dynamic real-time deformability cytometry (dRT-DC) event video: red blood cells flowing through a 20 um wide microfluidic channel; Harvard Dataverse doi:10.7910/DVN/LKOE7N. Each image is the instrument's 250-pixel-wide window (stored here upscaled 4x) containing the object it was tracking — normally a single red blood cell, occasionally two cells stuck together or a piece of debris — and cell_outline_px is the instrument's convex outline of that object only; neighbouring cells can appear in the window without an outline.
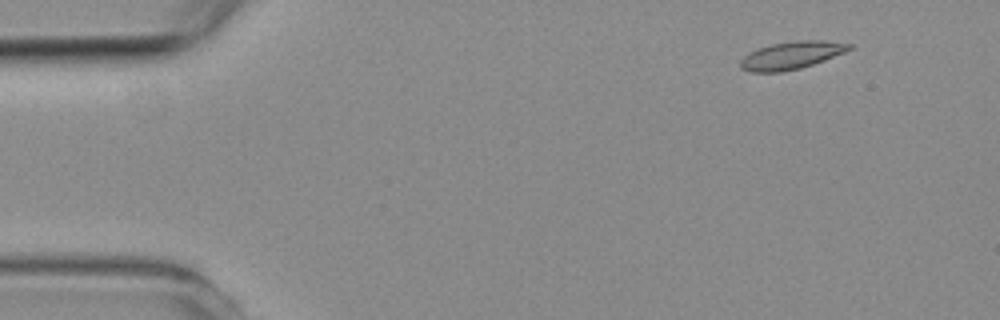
{"species": "common noctule bat (a hibernating species)", "species_latin": "Nyctalus noctula", "temperature_condition": "room temperature", "stored_images_in_passage": 4, "camera_frame_rate_fps": 3000, "um_per_image_px": 0.085, "animal": {"sex": "female", "body_mass_g": 19.3, "forearm_length_mm": 54.1}, "frame": {"image": 1, "passage_image": 1, "time_ms": 0.0, "image_size_px": [1000, 320], "cell_outline_px": [[852, 48], [844, 52], [824, 60], [800, 68], [780, 72], [752, 72], [740, 68], [740, 60], [744, 56], [760, 48], [772, 44], [796, 40], [824, 40], [852, 44]], "centroid_in_image_um": [67.28, 4.7], "position_along_channel_um": 17.7, "area_um2": 17.28}}
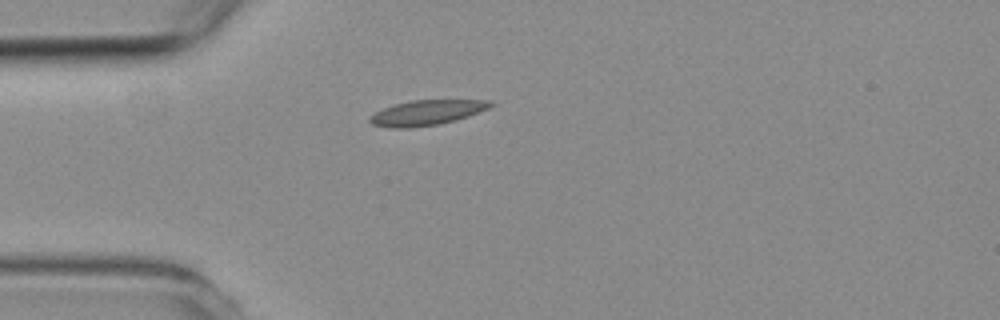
{"frame": {"image": 2, "passage_image": 3, "time_ms": 3.0, "image_size_px": [1000, 320], "cell_outline_px": [[496, 104], [488, 108], [468, 116], [456, 120], [440, 124], [408, 128], [392, 128], [372, 124], [368, 120], [376, 112], [392, 104], [412, 100], [492, 100]], "centroid_in_image_um": [36.3, 9.57], "position_along_channel_um": 48.7, "area_um2": 17.63}}